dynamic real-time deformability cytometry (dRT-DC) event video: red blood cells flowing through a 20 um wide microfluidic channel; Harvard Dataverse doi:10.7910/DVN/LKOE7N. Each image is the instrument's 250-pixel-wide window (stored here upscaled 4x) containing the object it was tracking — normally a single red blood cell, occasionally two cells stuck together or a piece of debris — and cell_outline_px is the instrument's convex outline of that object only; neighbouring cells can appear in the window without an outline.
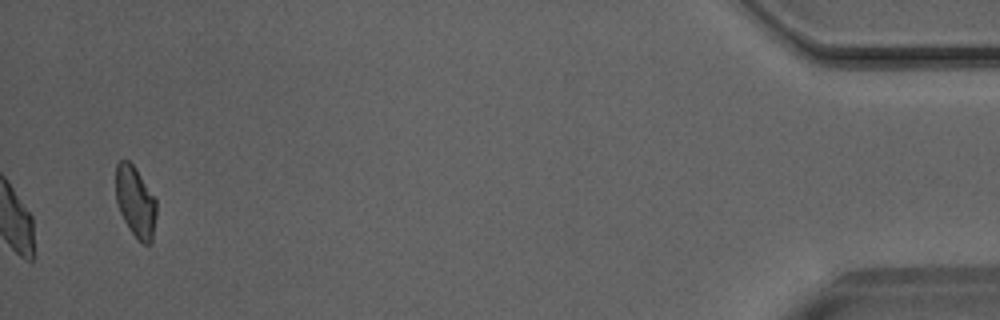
{"species": "Egyptian fruit bat (a non-hibernating species)", "species_latin": "Rousettus aegyptiacus", "temperature_condition": "room temperature", "stored_images_in_passage": 34, "camera_frame_rate_fps": 3000, "um_per_image_px": 0.085, "animal": {"sex": "male"}, "frame": {"image": 1, "passage_image": 34, "time_ms": 11.0, "image_size_px": [1000, 320], "cell_outline_px": [[156, 216], [152, 240], [148, 244], [144, 244], [128, 228], [120, 212], [116, 200], [116, 164], [120, 160], [128, 160], [132, 164], [156, 200]], "centroid_in_image_um": [11.5, 17.15], "position_along_channel_um": 423.7, "area_um2": 16.42}}